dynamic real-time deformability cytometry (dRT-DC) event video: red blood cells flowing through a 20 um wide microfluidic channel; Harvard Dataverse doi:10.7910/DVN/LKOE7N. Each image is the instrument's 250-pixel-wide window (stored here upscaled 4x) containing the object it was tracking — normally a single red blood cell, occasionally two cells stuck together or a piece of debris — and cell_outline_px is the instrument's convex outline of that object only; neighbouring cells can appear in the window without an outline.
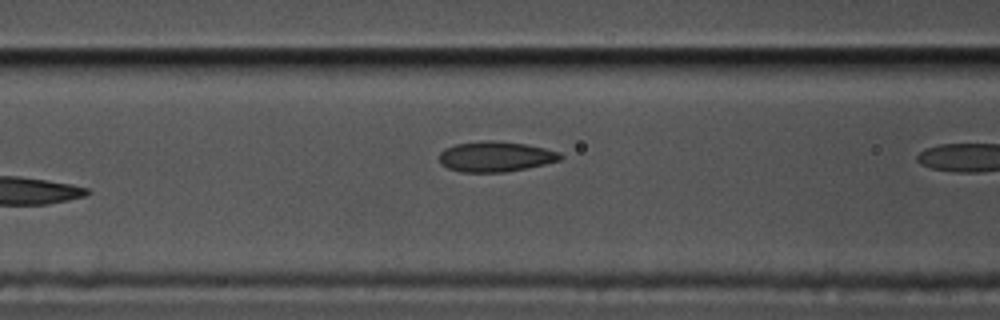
{"species": "common noctule bat (a hibernating species)", "species_latin": "Nyctalus noctula", "temperature_condition": "cold", "stored_images_in_passage": 5, "camera_frame_rate_fps": 3000, "um_per_image_px": 0.085, "animal": {"sex": "male", "body_mass_g": 17.5, "forearm_length_mm": 52.3}, "frame": {"image": 1, "passage_image": 4, "time_ms": 1.0, "image_size_px": [1000, 320], "cell_outline_px": [[564, 156], [560, 160], [544, 164], [504, 172], [460, 172], [448, 168], [440, 164], [440, 152], [444, 148], [456, 144], [488, 140], [492, 140], [528, 144], [560, 152]], "centroid_in_image_um": [42.11, 13.3], "position_along_channel_um": 124.5, "area_um2": 21.39}}